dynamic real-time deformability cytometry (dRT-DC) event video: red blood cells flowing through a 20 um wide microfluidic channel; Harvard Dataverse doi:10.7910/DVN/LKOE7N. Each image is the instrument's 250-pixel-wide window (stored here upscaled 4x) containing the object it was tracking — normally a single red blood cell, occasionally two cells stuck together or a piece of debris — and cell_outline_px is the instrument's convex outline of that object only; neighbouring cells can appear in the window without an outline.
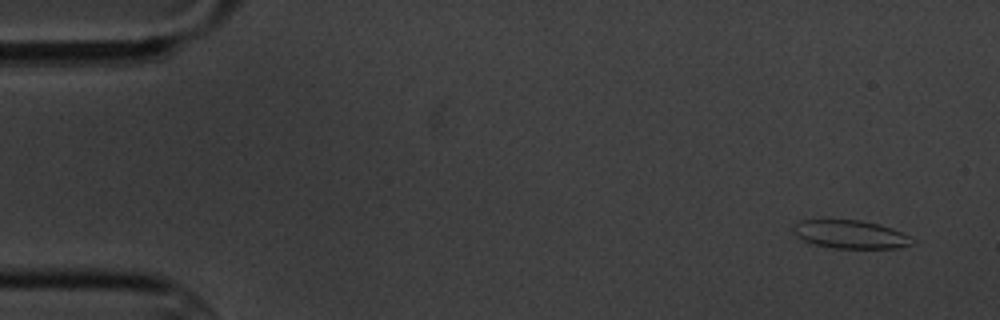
{"species": "common noctule bat (a hibernating species)", "species_latin": "Nyctalus noctula", "temperature_condition": "cold", "stored_images_in_passage": 4, "camera_frame_rate_fps": 3000, "um_per_image_px": 0.085, "animal": {"sex": "male", "body_mass_g": 20.1, "forearm_length_mm": 53.5}, "frame": {"image": 1, "passage_image": 1, "time_ms": 0.0, "image_size_px": [1000, 320], "cell_outline_px": [[916, 244], [900, 248], [836, 248], [812, 244], [796, 236], [792, 228], [800, 220], [860, 220], [880, 224], [892, 228], [916, 240]], "centroid_in_image_um": [72.33, 19.93], "position_along_channel_um": 12.7, "area_um2": 19.65}}
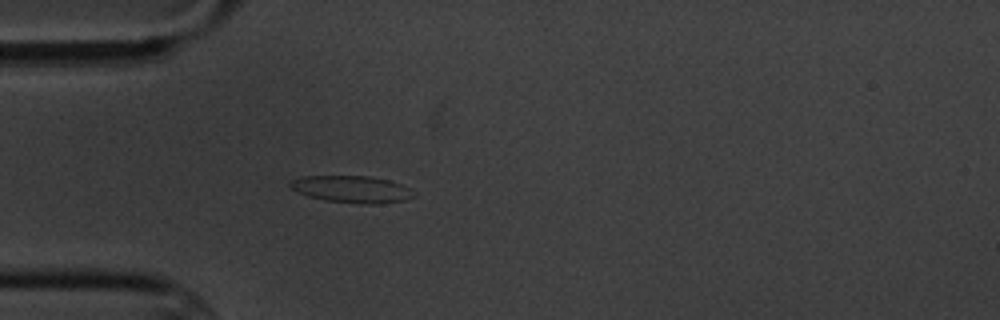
{"frame": {"image": 2, "passage_image": 4, "time_ms": 4.333, "image_size_px": [1000, 320], "cell_outline_px": [[416, 196], [404, 200], [380, 204], [360, 204], [324, 200], [308, 196], [292, 188], [288, 184], [292, 180], [304, 176], [368, 176], [388, 180], [400, 184], [416, 192]], "centroid_in_image_um": [29.94, 16.09], "position_along_channel_um": 55.1, "area_um2": 19.36}}